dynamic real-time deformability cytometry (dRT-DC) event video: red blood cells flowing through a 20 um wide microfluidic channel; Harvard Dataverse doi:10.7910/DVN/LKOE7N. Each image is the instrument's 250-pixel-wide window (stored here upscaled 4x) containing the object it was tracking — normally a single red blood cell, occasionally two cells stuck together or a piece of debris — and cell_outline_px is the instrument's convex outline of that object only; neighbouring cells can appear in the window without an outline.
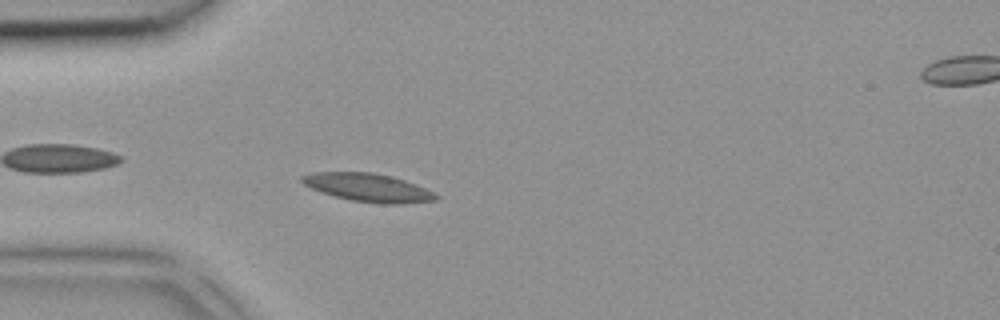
{"species": "common noctule bat (a hibernating species)", "species_latin": "Nyctalus noctula", "temperature_condition": "room temperature", "stored_images_in_passage": 5, "segment_of_instrument_passage": [1, 2], "camera_frame_rate_fps": 3000, "um_per_image_px": 0.085, "animal": {"sex": "female", "body_mass_g": 18.4}, "frame": {"image": 1, "passage_image": 4, "time_ms": 1.0, "image_size_px": [1000, 320], "cell_outline_px": [[440, 196], [436, 200], [400, 204], [380, 204], [352, 200], [336, 196], [312, 188], [304, 184], [300, 180], [300, 176], [312, 172], [372, 172], [392, 176], [416, 184]], "centroid_in_image_um": [31.3, 15.93], "position_along_channel_um": 53.7, "area_um2": 21.85}}